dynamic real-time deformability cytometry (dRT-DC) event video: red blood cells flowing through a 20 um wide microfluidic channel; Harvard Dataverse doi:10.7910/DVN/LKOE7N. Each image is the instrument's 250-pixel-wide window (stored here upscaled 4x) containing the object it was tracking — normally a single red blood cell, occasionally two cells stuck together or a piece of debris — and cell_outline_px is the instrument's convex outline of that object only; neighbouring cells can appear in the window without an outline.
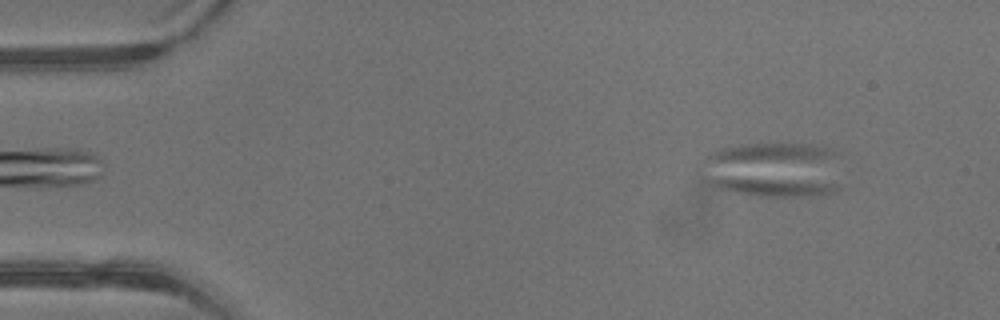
{"species": "common noctule bat (a hibernating species)", "species_latin": "Nyctalus noctula", "temperature_condition": "warm", "stored_images_in_passage": 40, "segment_of_instrument_passage": [1, 2], "camera_frame_rate_fps": 3000, "um_per_image_px": 0.085, "animal": {"sex": "male", "body_mass_g": 13.3}, "frame": {"image": 1, "passage_image": 2, "time_ms": 0.333, "image_size_px": [1000, 320], "cell_outline_px": [[840, 188], [832, 192], [804, 196], [760, 196], [736, 192], [704, 184], [704, 176], [732, 176], [836, 184]], "centroid_in_image_um": [65.37, 15.84], "position_along_channel_um": 19.6, "area_um2": 13.41}}